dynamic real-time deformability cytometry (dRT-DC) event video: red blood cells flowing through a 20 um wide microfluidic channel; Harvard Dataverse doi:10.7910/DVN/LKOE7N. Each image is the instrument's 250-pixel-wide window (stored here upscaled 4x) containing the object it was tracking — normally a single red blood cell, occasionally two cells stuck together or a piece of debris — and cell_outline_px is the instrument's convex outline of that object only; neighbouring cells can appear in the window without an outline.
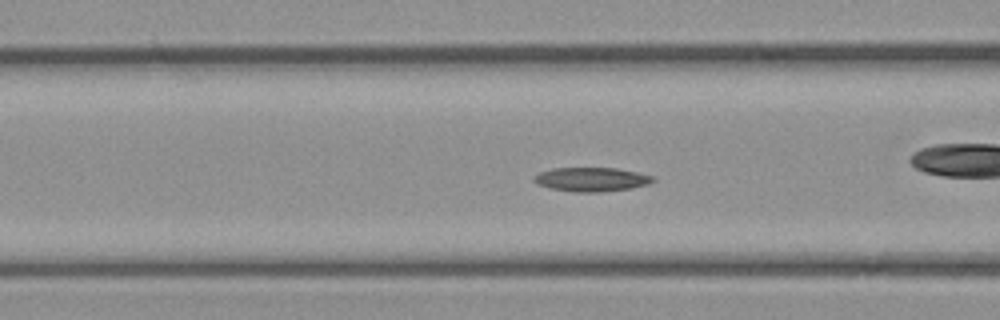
{"species": "common noctule bat (a hibernating species)", "species_latin": "Nyctalus noctula", "temperature_condition": "cold", "stored_images_in_passage": 51, "camera_frame_rate_fps": 3000, "um_per_image_px": 0.085, "animal": {"sex": "female", "body_mass_g": 21.9}, "frame": {"image": 1, "passage_image": 18, "time_ms": 5.667, "image_size_px": [1000, 320], "cell_outline_px": [[656, 180], [648, 184], [632, 188], [600, 192], [576, 192], [548, 188], [536, 184], [532, 180], [532, 176], [540, 172], [552, 168], [616, 168], [656, 176]], "centroid_in_image_um": [50.26, 15.25], "position_along_channel_um": 116.3, "area_um2": 16.88}}
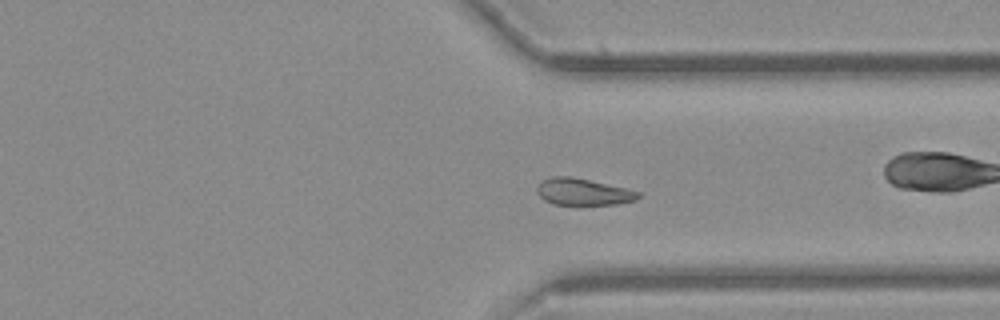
{"frame": {"image": 2, "passage_image": 37, "time_ms": 12.0, "image_size_px": [1000, 320], "cell_outline_px": [[640, 196], [636, 200], [616, 204], [552, 204], [544, 200], [536, 192], [536, 188], [540, 180], [552, 176], [572, 176], [624, 188], [640, 192]], "centroid_in_image_um": [49.5, 16.29], "position_along_channel_um": 361.9, "area_um2": 15.72}}
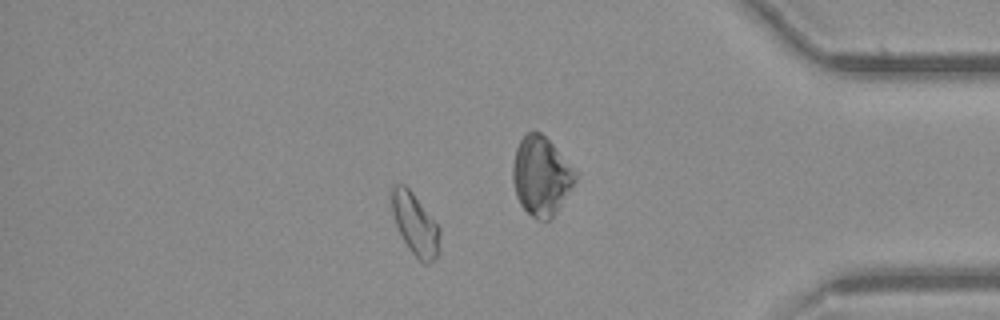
{"frame": {"image": 3, "passage_image": 43, "time_ms": 14.0, "image_size_px": [1000, 320], "cell_outline_px": [[440, 252], [428, 264], [424, 264], [408, 248], [396, 224], [392, 212], [392, 188], [396, 184], [404, 184], [412, 192], [440, 228]], "centroid_in_image_um": [35.31, 19.08], "position_along_channel_um": 399.9, "area_um2": 16.99}, "authors_computed_cell_mechanics": {"area_um2": 16.762, "velocity_mm_per_s": 3.8747, "shape_relaxation_time_tau1_ms": 4.5247, "shape_relaxation_time_tau2_ms": null, "deformation_change_tau1": 0.1359, "deformation_change_tau2": null}}